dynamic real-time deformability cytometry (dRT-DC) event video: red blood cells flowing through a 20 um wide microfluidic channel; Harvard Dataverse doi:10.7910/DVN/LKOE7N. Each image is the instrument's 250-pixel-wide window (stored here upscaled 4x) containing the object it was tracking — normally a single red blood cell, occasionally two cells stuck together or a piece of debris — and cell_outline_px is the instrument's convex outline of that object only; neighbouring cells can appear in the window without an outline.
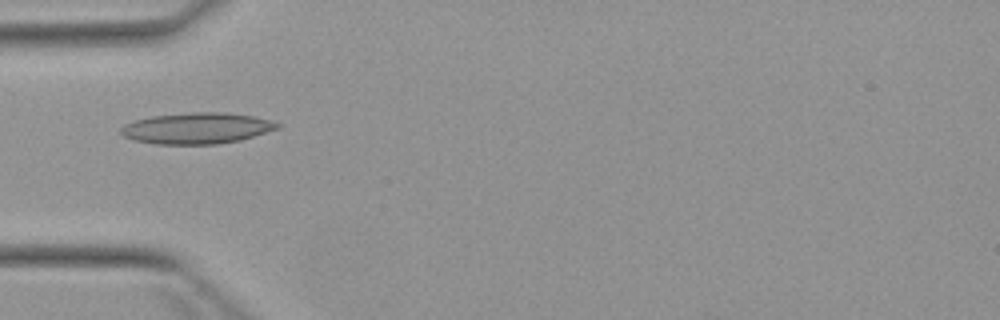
{"species": "Egyptian fruit bat (a non-hibernating species)", "species_latin": "Rousettus aegyptiacus", "temperature_condition": "warm", "stored_images_in_passage": 5, "camera_frame_rate_fps": 3000, "um_per_image_px": 0.085, "animal": {"sex": "female"}, "frame": {"image": 1, "passage_image": 5, "time_ms": 4.667, "image_size_px": [1000, 320], "cell_outline_px": [[280, 128], [240, 140], [216, 144], [156, 144], [132, 140], [124, 136], [120, 132], [120, 128], [124, 124], [132, 120], [152, 116], [192, 112], [224, 112], [252, 116], [268, 120], [280, 124]], "centroid_in_image_um": [16.68, 10.9], "position_along_channel_um": 68.3, "area_um2": 28.38}}